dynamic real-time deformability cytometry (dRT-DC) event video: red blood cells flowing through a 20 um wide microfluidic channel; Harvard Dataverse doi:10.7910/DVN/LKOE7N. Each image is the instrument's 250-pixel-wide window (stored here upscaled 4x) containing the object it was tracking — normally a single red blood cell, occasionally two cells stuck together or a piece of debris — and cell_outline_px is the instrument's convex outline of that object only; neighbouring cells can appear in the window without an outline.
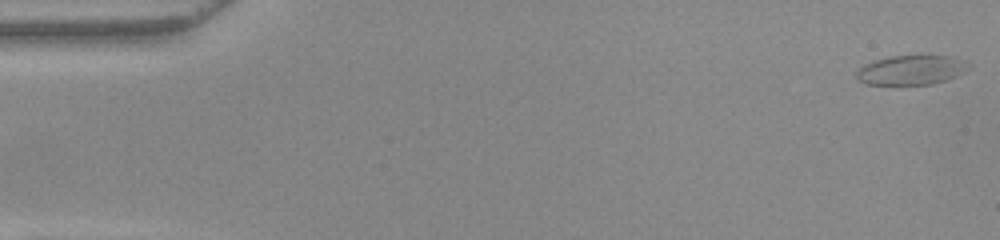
{"species": "common noctule bat (a hibernating species)", "species_latin": "Nyctalus noctula", "temperature_condition": "warm", "stored_images_in_passage": 52, "camera_frame_rate_fps": 3000, "um_per_image_px": 0.085, "animal": {"sex": "female", "body_mass_g": 22.0, "forearm_length_mm": 56.7}, "frame": {"image": 1, "passage_image": 1, "time_ms": 0.0, "image_size_px": [1000, 240], "cell_outline_px": [[972, 68], [956, 76], [932, 84], [892, 88], [864, 84], [856, 76], [856, 72], [864, 64], [872, 60], [888, 56], [948, 56], [964, 60], [972, 64]], "centroid_in_image_um": [77.41, 6.0], "position_along_channel_um": 7.6, "area_um2": 20.29}}
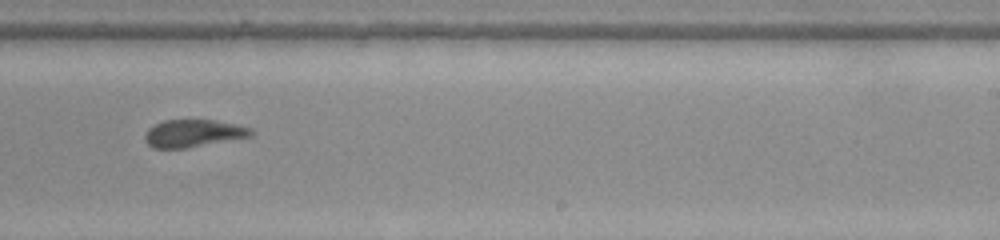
{"frame": {"image": 2, "passage_image": 32, "time_ms": 10.333, "image_size_px": [1000, 240], "cell_outline_px": [[256, 132], [252, 136], [184, 148], [152, 148], [144, 140], [144, 136], [148, 128], [164, 120], [216, 120], [236, 124], [252, 128]], "centroid_in_image_um": [16.45, 11.32], "position_along_channel_um": 272.6, "area_um2": 16.99}}
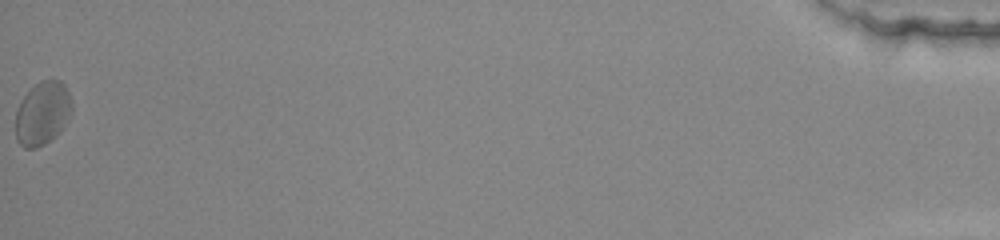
{"frame": {"image": 3, "passage_image": 52, "time_ms": 17.0, "image_size_px": [1000, 240], "cell_outline_px": [[72, 112], [64, 128], [60, 132], [44, 144], [36, 148], [24, 148], [16, 140], [16, 108], [24, 96], [40, 80], [60, 80], [64, 84], [68, 92], [72, 104]], "centroid_in_image_um": [3.62, 9.64], "position_along_channel_um": 431.6, "area_um2": 20.87}, "authors_computed_cell_mechanics": {"area_um2": 18.2937, "velocity_mm_per_s": 3.9408, "shape_relaxation_time_tau1_ms": 8.582, "shape_relaxation_time_tau2_ms": 2.6412, "deformation_change_tau1": 0.1767, "deformation_change_tau2": 0.0942}}